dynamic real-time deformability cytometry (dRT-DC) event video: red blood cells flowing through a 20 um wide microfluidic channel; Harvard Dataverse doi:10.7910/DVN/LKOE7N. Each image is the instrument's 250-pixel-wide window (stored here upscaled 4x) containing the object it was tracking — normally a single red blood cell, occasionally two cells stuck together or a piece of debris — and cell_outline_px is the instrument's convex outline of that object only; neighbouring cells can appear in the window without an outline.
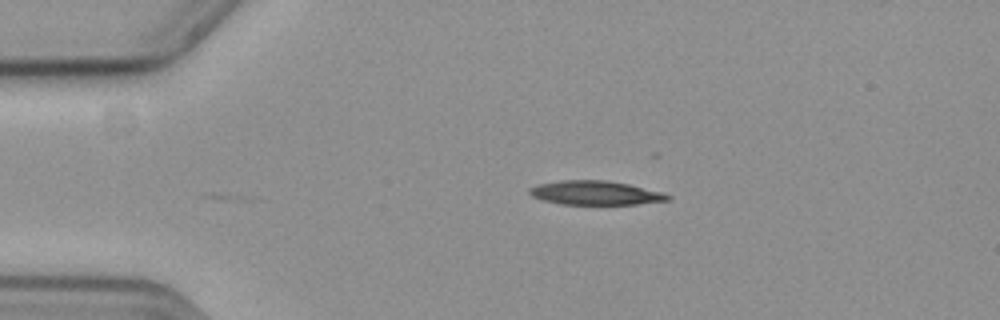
{"species": "common noctule bat (a hibernating species)", "species_latin": "Nyctalus noctula", "temperature_condition": "cold", "stored_images_in_passage": 2, "camera_frame_rate_fps": 3000, "um_per_image_px": 0.085, "animal": {"sex": "female", "body_mass_g": 19.3, "forearm_length_mm": 54.1}, "frame": {"image": 1, "passage_image": 2, "time_ms": 0.333, "image_size_px": [1000, 320], "cell_outline_px": [[672, 196], [668, 200], [636, 204], [560, 204], [544, 200], [532, 196], [528, 192], [532, 188], [540, 184], [560, 180], [608, 180], [628, 184], [660, 192]], "centroid_in_image_um": [50.6, 16.39], "position_along_channel_um": 34.4, "area_um2": 19.02}}